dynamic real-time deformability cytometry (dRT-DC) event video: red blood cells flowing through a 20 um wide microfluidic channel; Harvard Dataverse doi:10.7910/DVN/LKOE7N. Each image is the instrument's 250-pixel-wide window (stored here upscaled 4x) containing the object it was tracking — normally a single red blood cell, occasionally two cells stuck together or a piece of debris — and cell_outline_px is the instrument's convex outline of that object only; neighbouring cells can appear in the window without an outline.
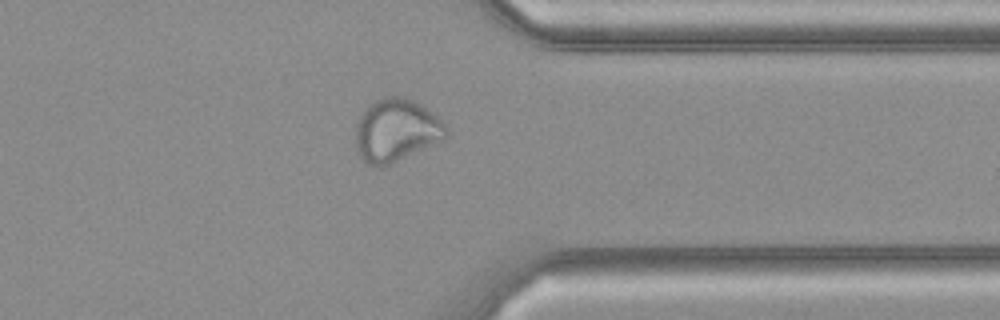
{"species": "common noctule bat (a hibernating species)", "species_latin": "Nyctalus noctula", "temperature_condition": "cold", "stored_images_in_passage": 29, "camera_frame_rate_fps": 3000, "um_per_image_px": 0.085, "animal": {"sex": "female", "body_mass_g": 21.9}, "frame": {"image": 1, "passage_image": 21, "time_ms": 6.667, "image_size_px": [1000, 320], "cell_outline_px": [[448, 136], [444, 140], [384, 168], [376, 168], [368, 164], [360, 156], [356, 148], [356, 124], [364, 108], [368, 104], [384, 96], [400, 96], [412, 100], [420, 104], [432, 112], [444, 124], [448, 132]], "centroid_in_image_um": [33.67, 11.11], "position_along_channel_um": 377.7, "area_um2": 33.58}}